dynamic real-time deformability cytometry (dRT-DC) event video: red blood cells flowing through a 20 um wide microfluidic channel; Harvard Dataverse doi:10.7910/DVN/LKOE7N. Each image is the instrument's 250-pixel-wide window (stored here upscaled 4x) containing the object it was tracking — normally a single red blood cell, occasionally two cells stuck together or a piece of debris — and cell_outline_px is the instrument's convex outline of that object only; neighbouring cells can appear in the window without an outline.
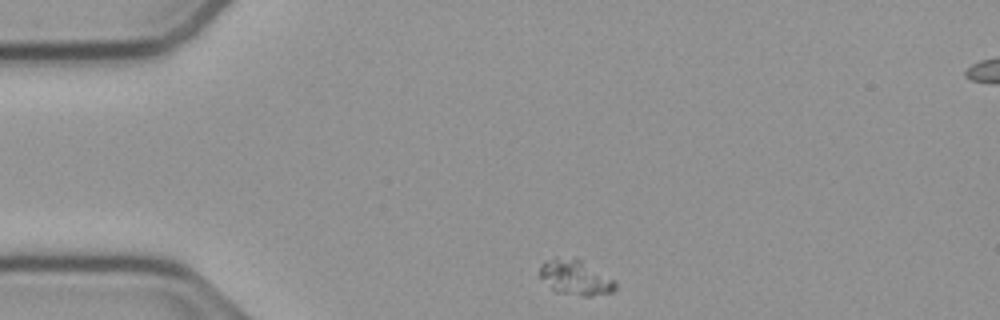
{"species": "common noctule bat (a hibernating species)", "species_latin": "Nyctalus noctula", "temperature_condition": "cold", "stored_images_in_passage": 37, "camera_frame_rate_fps": 3000, "um_per_image_px": 0.085, "animal": {"sex": "male", "body_mass_g": 23.1, "forearm_length_mm": 52.7}, "frame": {"image": 1, "passage_image": 1, "time_ms": 0.0, "image_size_px": [1000, 320], "cell_outline_px": [[616, 288], [612, 292], [592, 296], [584, 296], [556, 292], [540, 276], [540, 264], [556, 256], [576, 256], [616, 280]], "centroid_in_image_um": [48.94, 23.54], "position_along_channel_um": 36.1, "area_um2": 15.78}}
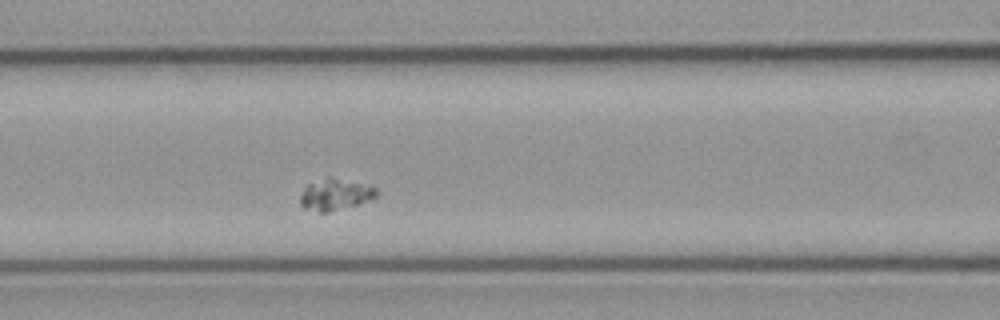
{"frame": {"image": 2, "passage_image": 13, "time_ms": 4.0, "image_size_px": [1000, 320], "cell_outline_px": [[376, 196], [368, 200], [356, 204], [328, 212], [320, 212], [304, 208], [300, 204], [300, 196], [304, 188], [308, 184], [328, 176], [376, 188]], "centroid_in_image_um": [28.42, 16.54], "position_along_channel_um": 138.2, "area_um2": 13.47}}
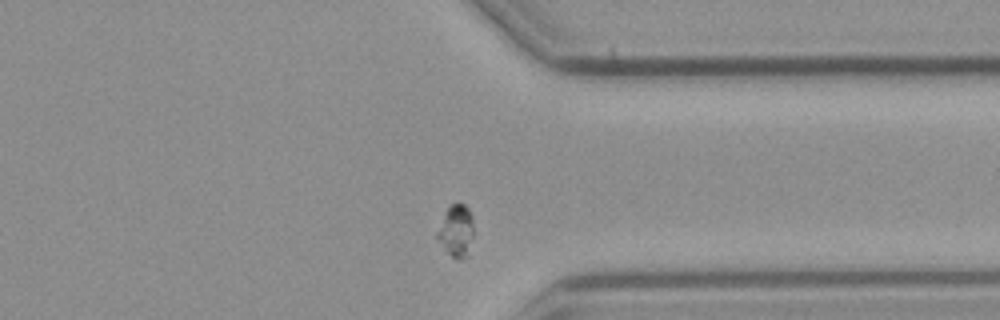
{"frame": {"image": 3, "passage_image": 33, "time_ms": 10.667, "image_size_px": [1000, 320], "cell_outline_px": [[472, 236], [468, 256], [460, 260], [456, 260], [448, 252], [436, 236], [436, 232], [448, 204], [456, 200], [464, 204], [468, 208], [472, 216]], "centroid_in_image_um": [38.77, 19.56], "position_along_channel_um": 372.6, "area_um2": 11.16}}